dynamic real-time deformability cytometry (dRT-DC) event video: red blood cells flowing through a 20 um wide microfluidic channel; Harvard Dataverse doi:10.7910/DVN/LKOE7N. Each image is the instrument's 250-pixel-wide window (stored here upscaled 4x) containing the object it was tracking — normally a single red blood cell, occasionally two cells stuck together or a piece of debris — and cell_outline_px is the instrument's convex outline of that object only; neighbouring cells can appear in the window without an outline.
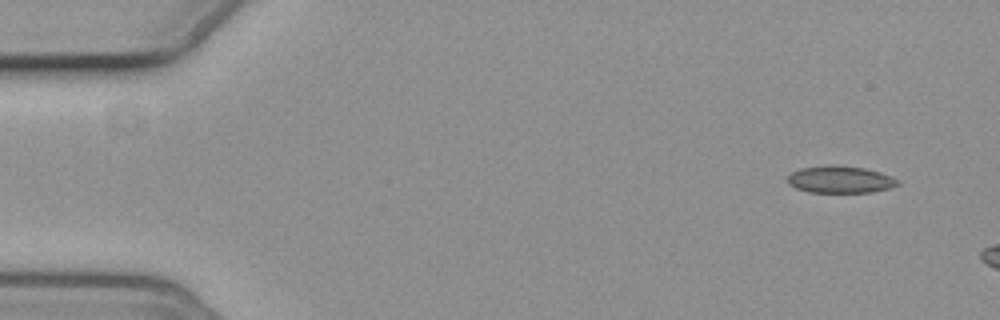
{"species": "common noctule bat (a hibernating species)", "species_latin": "Nyctalus noctula", "temperature_condition": "cold", "stored_images_in_passage": 3, "camera_frame_rate_fps": 3000, "um_per_image_px": 0.085, "animal": {"sex": "female", "body_mass_g": 19.3, "forearm_length_mm": 54.1}, "frame": {"image": 1, "passage_image": 1, "time_ms": 0.0, "image_size_px": [1000, 320], "cell_outline_px": [[900, 184], [892, 188], [872, 192], [808, 192], [796, 188], [788, 184], [788, 176], [792, 172], [800, 168], [828, 164], [832, 164], [864, 168], [880, 172], [892, 176], [900, 180]], "centroid_in_image_um": [71.44, 15.25], "position_along_channel_um": 13.6, "area_um2": 17.63}}